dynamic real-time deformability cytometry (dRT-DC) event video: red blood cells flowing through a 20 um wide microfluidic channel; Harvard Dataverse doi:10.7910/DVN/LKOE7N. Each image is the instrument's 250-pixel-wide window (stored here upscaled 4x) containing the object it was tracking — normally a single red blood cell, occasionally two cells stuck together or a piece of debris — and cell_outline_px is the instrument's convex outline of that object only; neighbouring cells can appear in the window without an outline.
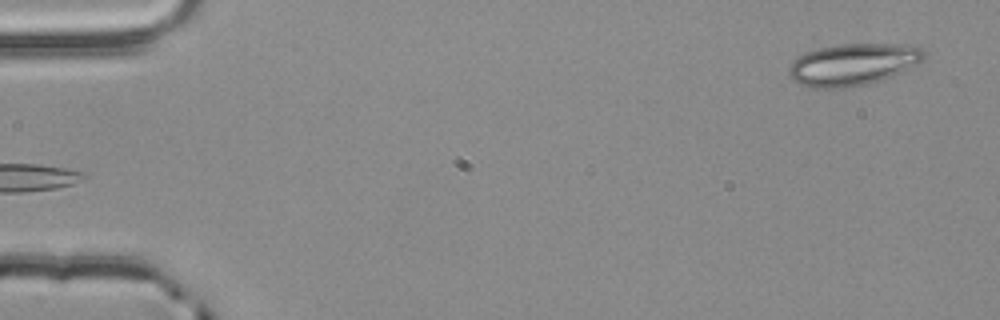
{"species": "common noctule bat (a hibernating species)", "species_latin": "Nyctalus noctula", "temperature_condition": "room temperature", "stored_images_in_passage": 4, "camera_frame_rate_fps": 3000, "um_per_image_px": 0.085, "animal": {"sex": "male", "body_mass_g": 20.4}, "frame": {"image": 1, "passage_image": 4, "time_ms": 1.0, "image_size_px": [1000, 320], "cell_outline_px": [[928, 52], [924, 60], [892, 76], [880, 80], [864, 84], [844, 88], [812, 88], [800, 84], [792, 80], [788, 76], [788, 68], [792, 60], [804, 52], [820, 48], [840, 44], [912, 44], [924, 48]], "centroid_in_image_um": [72.51, 5.46], "position_along_channel_um": 12.5, "area_um2": 33.35}}